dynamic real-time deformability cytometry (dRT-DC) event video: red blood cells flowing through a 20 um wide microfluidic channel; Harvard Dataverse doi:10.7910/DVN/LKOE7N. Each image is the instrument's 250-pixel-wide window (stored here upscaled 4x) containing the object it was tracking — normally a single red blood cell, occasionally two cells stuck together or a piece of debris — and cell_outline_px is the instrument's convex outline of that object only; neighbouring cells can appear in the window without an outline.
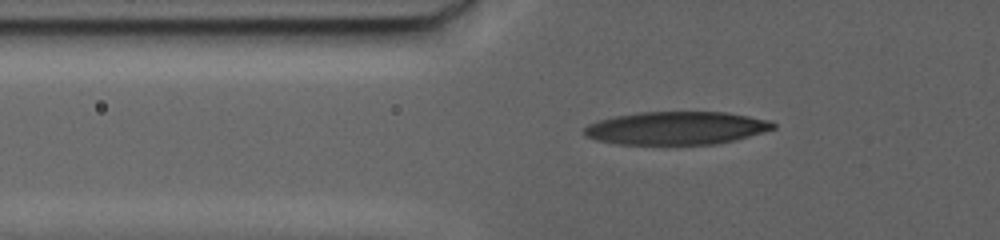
{"species": "human", "species_latin": "Homo sapiens", "temperature_condition": "warm", "stored_images_in_passage": 94, "camera_frame_rate_fps": 3000, "um_per_image_px": 0.085, "donor": {"sex": "female"}, "frame": {"image": 1, "passage_image": 23, "time_ms": 7.667, "image_size_px": [1000, 240], "cell_outline_px": [[776, 128], [736, 140], [716, 144], [616, 144], [596, 140], [588, 136], [584, 132], [584, 128], [588, 124], [600, 120], [616, 116], [636, 112], [728, 112], [768, 120], [776, 124]], "centroid_in_image_um": [57.51, 10.88], "position_along_channel_um": 68.3, "area_um2": 36.3}}
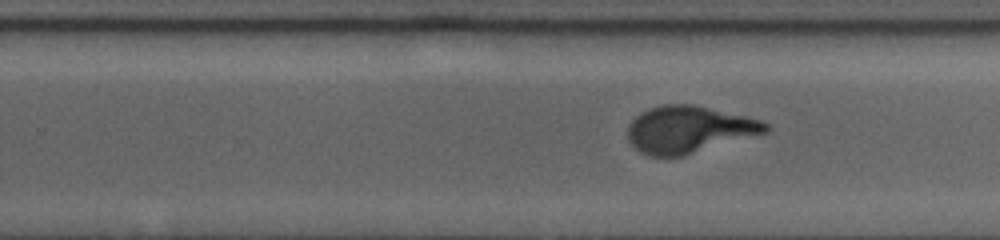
{"frame": {"image": 2, "passage_image": 63, "time_ms": 27.0, "image_size_px": [1000, 240], "cell_outline_px": [[772, 128], [768, 132], [684, 156], [648, 156], [640, 152], [628, 140], [628, 124], [640, 112], [648, 108], [660, 104], [692, 104], [748, 116], [760, 120], [768, 124]], "centroid_in_image_um": [58.56, 11.0], "position_along_channel_um": 271.2, "area_um2": 38.03}}
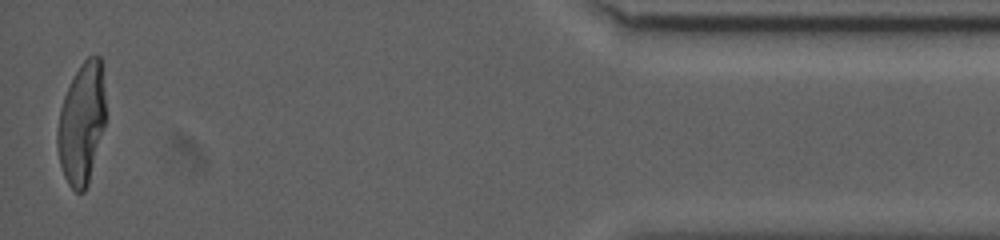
{"frame": {"image": 3, "passage_image": 93, "time_ms": 46.0, "image_size_px": [1000, 240], "cell_outline_px": [[104, 128], [88, 184], [84, 192], [76, 192], [68, 184], [64, 176], [60, 164], [56, 148], [56, 132], [60, 108], [64, 96], [80, 64], [88, 56], [100, 56], [104, 96]], "centroid_in_image_um": [6.91, 10.53], "position_along_channel_um": 428.3, "area_um2": 33.87}}